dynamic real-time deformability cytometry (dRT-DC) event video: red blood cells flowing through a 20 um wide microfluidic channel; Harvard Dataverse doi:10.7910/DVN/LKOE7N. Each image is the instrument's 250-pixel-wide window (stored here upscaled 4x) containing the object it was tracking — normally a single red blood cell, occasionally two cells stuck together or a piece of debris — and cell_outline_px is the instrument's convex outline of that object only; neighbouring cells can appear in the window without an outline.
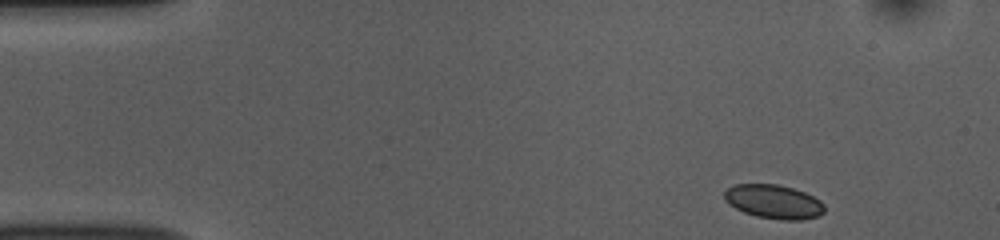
{"species": "common noctule bat (a hibernating species)", "species_latin": "Nyctalus noctula", "temperature_condition": "room temperature", "stored_images_in_passage": 48, "camera_frame_rate_fps": 3000, "um_per_image_px": 0.085, "animal": {"sex": "female", "body_mass_g": 10.0, "forearm_length_mm": 53.1}, "frame": {"image": 1, "passage_image": 1, "time_ms": 0.0, "image_size_px": [1000, 240], "cell_outline_px": [[824, 212], [820, 216], [800, 220], [784, 220], [756, 216], [744, 212], [728, 204], [724, 200], [724, 192], [728, 188], [736, 184], [776, 184], [792, 188], [804, 192], [820, 200], [824, 204]], "centroid_in_image_um": [65.77, 17.15], "position_along_channel_um": 19.2, "area_um2": 19.77}}
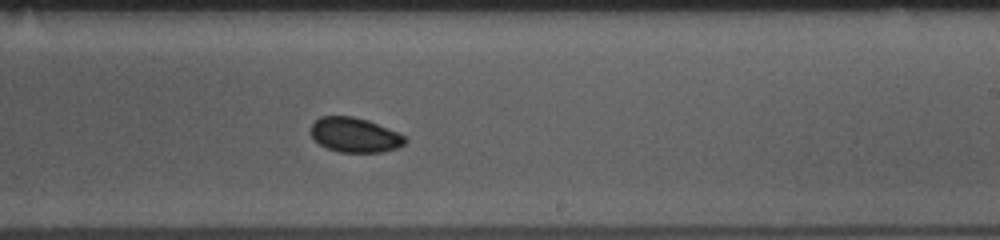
{"frame": {"image": 2, "passage_image": 27, "time_ms": 8.667, "image_size_px": [1000, 240], "cell_outline_px": [[408, 140], [404, 144], [396, 148], [380, 152], [340, 152], [328, 148], [320, 144], [312, 136], [312, 124], [320, 116], [352, 116], [368, 120], [400, 132]], "centroid_in_image_um": [30.2, 11.46], "position_along_channel_um": 258.8, "area_um2": 18.96}}
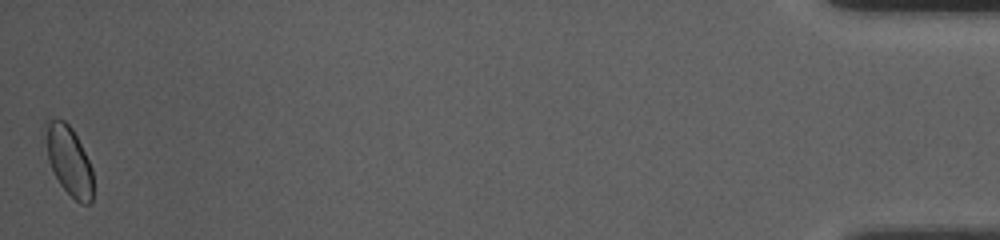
{"frame": {"image": 3, "passage_image": 48, "time_ms": 15.667, "image_size_px": [1000, 240], "cell_outline_px": [[92, 200], [88, 204], [80, 204], [60, 184], [48, 160], [44, 124], [44, 120], [48, 116], [64, 120], [72, 128], [92, 168]], "centroid_in_image_um": [5.82, 13.59], "position_along_channel_um": 429.4, "area_um2": 19.07}, "authors_computed_cell_mechanics": {"area_um2": 19.363, "velocity_mm_per_s": 3.7608, "shape_relaxation_time_tau1_ms": 1.2344, "shape_relaxation_time_tau2_ms": 4.4618, "deformation_change_tau1": 0.0374, "deformation_change_tau2": 0.045}}